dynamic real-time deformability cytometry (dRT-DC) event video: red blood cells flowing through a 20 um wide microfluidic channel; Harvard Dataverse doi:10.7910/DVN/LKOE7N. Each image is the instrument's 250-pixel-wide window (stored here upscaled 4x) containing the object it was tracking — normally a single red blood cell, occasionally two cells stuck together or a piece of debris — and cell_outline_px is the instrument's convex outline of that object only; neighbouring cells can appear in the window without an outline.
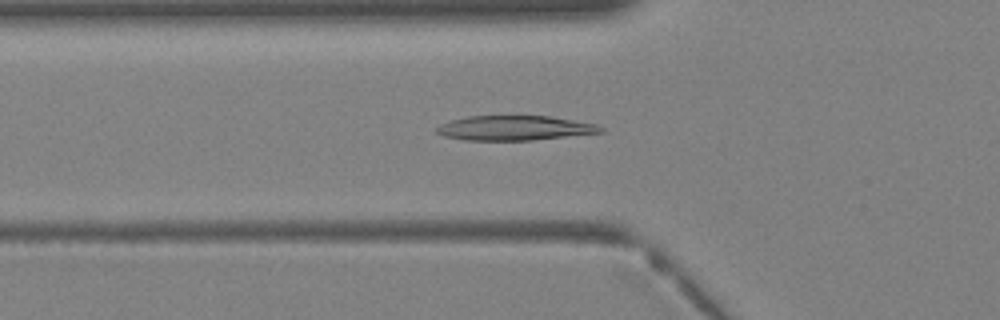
{"species": "Egyptian fruit bat (a non-hibernating species)", "species_latin": "Rousettus aegyptiacus", "temperature_condition": "warm", "stored_images_in_passage": 39, "camera_frame_rate_fps": 3000, "um_per_image_px": 0.085, "animal": {"sex": "female"}, "frame": {"image": 1, "passage_image": 14, "time_ms": 4.333, "image_size_px": [1000, 320], "cell_outline_px": [[604, 132], [532, 140], [464, 140], [444, 136], [436, 132], [436, 128], [440, 124], [452, 120], [468, 116], [552, 116], [596, 124], [604, 128]], "centroid_in_image_um": [43.75, 10.88], "position_along_channel_um": 82.0, "area_um2": 23.52}}
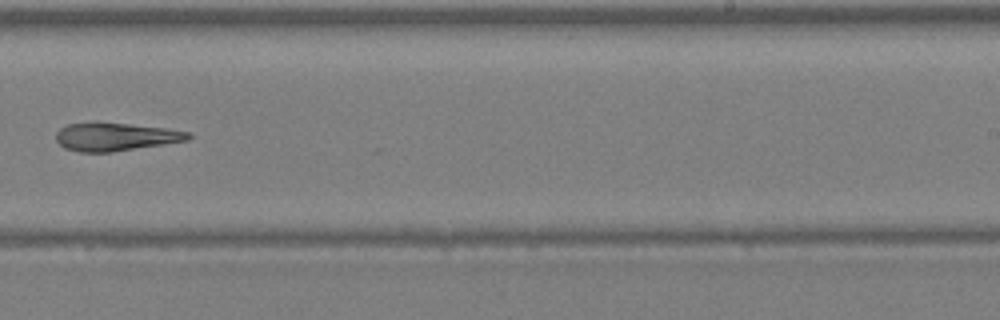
{"frame": {"image": 2, "passage_image": 25, "time_ms": 8.0, "image_size_px": [1000, 320], "cell_outline_px": [[192, 136], [188, 140], [164, 144], [112, 152], [80, 152], [64, 148], [56, 140], [56, 132], [60, 128], [68, 124], [128, 124], [164, 128], [188, 132]], "centroid_in_image_um": [9.81, 11.65], "position_along_channel_um": 279.2, "area_um2": 21.04}}
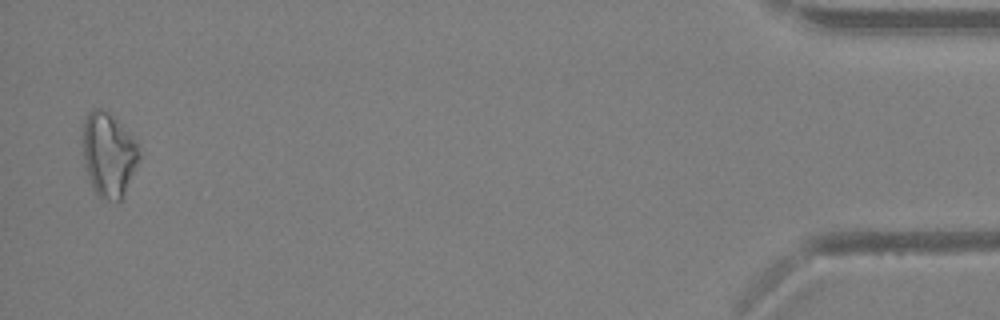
{"frame": {"image": 3, "passage_image": 38, "time_ms": 12.333, "image_size_px": [1000, 320], "cell_outline_px": [[140, 156], [124, 192], [120, 200], [108, 200], [100, 196], [92, 188], [84, 164], [84, 120], [88, 112], [92, 108], [100, 108], [108, 112], [136, 140], [140, 152]], "centroid_in_image_um": [9.22, 13.11], "position_along_channel_um": 426.0, "area_um2": 26.99}}